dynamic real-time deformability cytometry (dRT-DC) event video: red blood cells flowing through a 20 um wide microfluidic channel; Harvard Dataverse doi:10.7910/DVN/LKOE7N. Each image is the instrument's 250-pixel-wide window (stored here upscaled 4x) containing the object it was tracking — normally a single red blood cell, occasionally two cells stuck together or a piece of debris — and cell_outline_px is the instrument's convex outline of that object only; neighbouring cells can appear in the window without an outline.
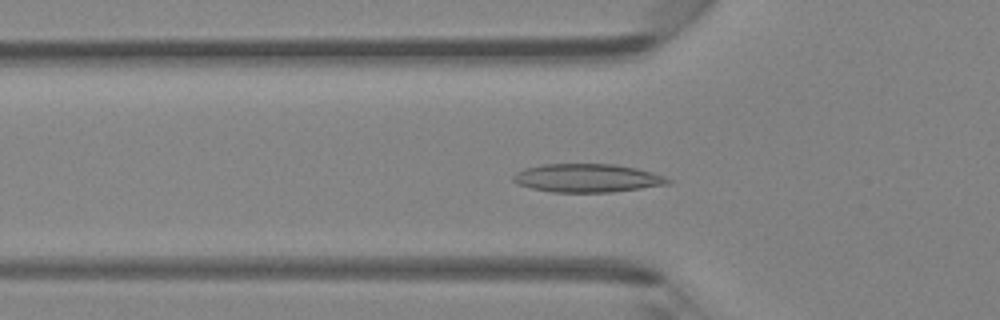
{"species": "Egyptian fruit bat (a non-hibernating species)", "species_latin": "Rousettus aegyptiacus", "temperature_condition": "room temperature", "stored_images_in_passage": 45, "camera_frame_rate_fps": 3000, "um_per_image_px": 0.085, "animal": {"sex": "female"}, "frame": {"image": 1, "passage_image": 15, "time_ms": 4.667, "image_size_px": [1000, 320], "cell_outline_px": [[672, 180], [668, 184], [612, 192], [552, 192], [532, 188], [516, 184], [512, 180], [512, 176], [516, 172], [524, 168], [544, 164], [616, 164], [636, 168], [652, 172], [664, 176]], "centroid_in_image_um": [49.89, 15.13], "position_along_channel_um": 75.9, "area_um2": 25.61}}
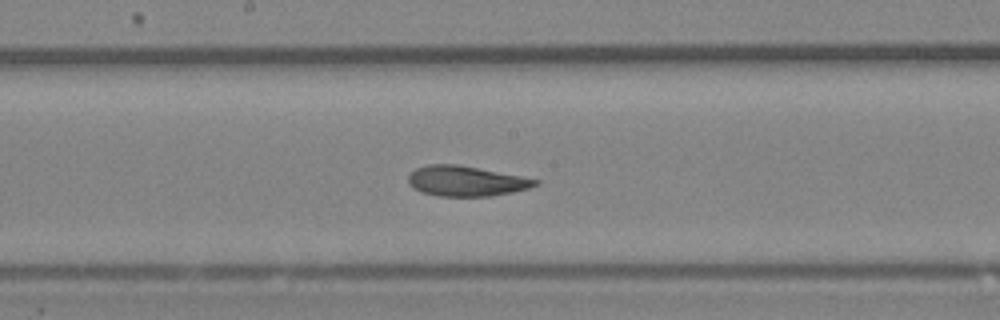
{"frame": {"image": 2, "passage_image": 24, "time_ms": 7.667, "image_size_px": [1000, 320], "cell_outline_px": [[540, 184], [528, 188], [512, 192], [492, 196], [440, 196], [420, 192], [412, 188], [408, 184], [408, 176], [416, 168], [428, 164], [456, 164], [520, 176], [540, 180]], "centroid_in_image_um": [39.58, 15.39], "position_along_channel_um": 208.6, "area_um2": 22.31}}
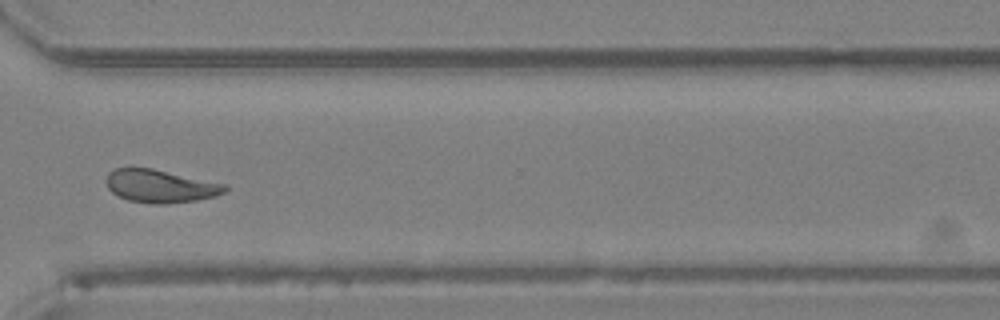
{"frame": {"image": 3, "passage_image": 34, "time_ms": 11.0, "image_size_px": [1000, 320], "cell_outline_px": [[228, 188], [224, 192], [216, 196], [196, 200], [164, 204], [156, 204], [128, 200], [112, 192], [108, 188], [104, 180], [108, 172], [116, 168], [152, 168], [228, 184]], "centroid_in_image_um": [13.63, 15.81], "position_along_channel_um": 357.0, "area_um2": 22.89}}